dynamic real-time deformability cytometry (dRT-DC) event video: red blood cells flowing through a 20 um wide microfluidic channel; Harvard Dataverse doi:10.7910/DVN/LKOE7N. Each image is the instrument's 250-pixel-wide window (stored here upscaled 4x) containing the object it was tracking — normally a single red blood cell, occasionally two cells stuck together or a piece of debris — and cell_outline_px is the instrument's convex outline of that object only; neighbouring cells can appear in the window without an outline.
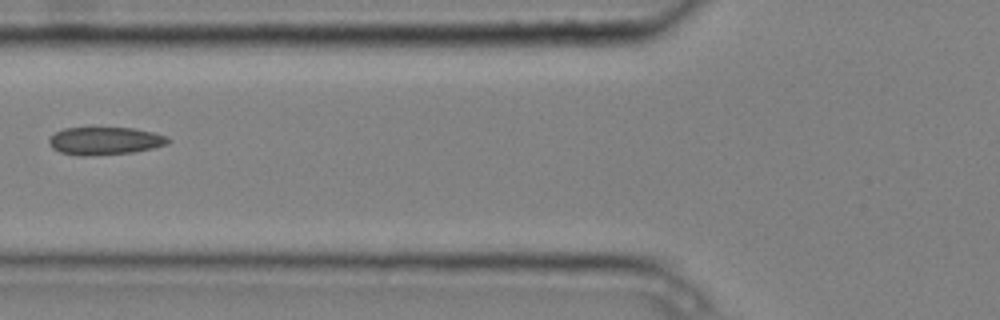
{"species": "common noctule bat (a hibernating species)", "species_latin": "Nyctalus noctula", "temperature_condition": "cold", "stored_images_in_passage": 7, "camera_frame_rate_fps": 3000, "um_per_image_px": 0.085, "animal": {"sex": "male", "body_mass_g": 20.4}, "frame": {"image": 1, "passage_image": 6, "time_ms": 1.667, "image_size_px": [1000, 320], "cell_outline_px": [[172, 140], [168, 144], [152, 148], [132, 152], [84, 156], [80, 156], [60, 152], [52, 148], [48, 144], [48, 140], [56, 132], [64, 128], [132, 128], [152, 132], [164, 136]], "centroid_in_image_um": [8.89, 11.98], "position_along_channel_um": 116.9, "area_um2": 19.07}}
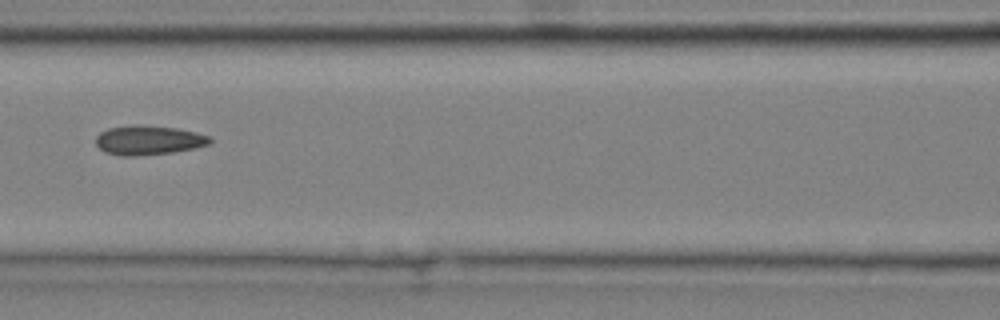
{"frame": {"image": 2, "passage_image": 7, "time_ms": 2.0, "image_size_px": [1000, 320], "cell_outline_px": [[212, 140], [208, 144], [192, 148], [172, 152], [132, 156], [124, 156], [104, 152], [96, 144], [96, 136], [100, 132], [108, 128], [136, 124], [140, 124], [176, 128], [196, 132], [208, 136]], "centroid_in_image_um": [12.58, 11.9], "position_along_channel_um": 154.0, "area_um2": 19.36}}